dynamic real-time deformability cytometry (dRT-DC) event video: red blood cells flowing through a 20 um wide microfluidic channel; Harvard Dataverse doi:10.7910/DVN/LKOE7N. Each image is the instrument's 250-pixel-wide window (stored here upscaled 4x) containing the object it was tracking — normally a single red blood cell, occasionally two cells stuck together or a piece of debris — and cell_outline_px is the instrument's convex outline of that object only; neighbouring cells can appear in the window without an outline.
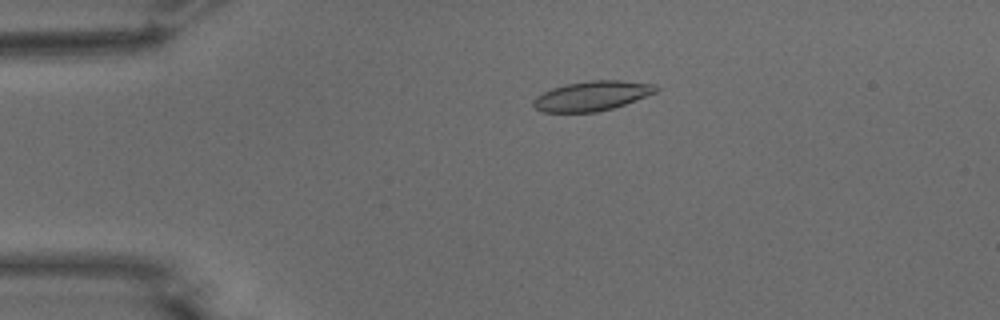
{"species": "common noctule bat (a hibernating species)", "species_latin": "Nyctalus noctula", "temperature_condition": "warm", "stored_images_in_passage": 54, "camera_frame_rate_fps": 3000, "um_per_image_px": 0.085, "animal": {"sex": "male", "body_mass_g": 15.6}, "frame": {"image": 1, "passage_image": 12, "time_ms": 3.667, "image_size_px": [1000, 320], "cell_outline_px": [[660, 88], [656, 92], [624, 104], [612, 108], [596, 112], [540, 112], [532, 104], [532, 100], [536, 96], [552, 88], [564, 84], [588, 80], [620, 80], [656, 84]], "centroid_in_image_um": [50.3, 8.14], "position_along_channel_um": 34.7, "area_um2": 21.27}}
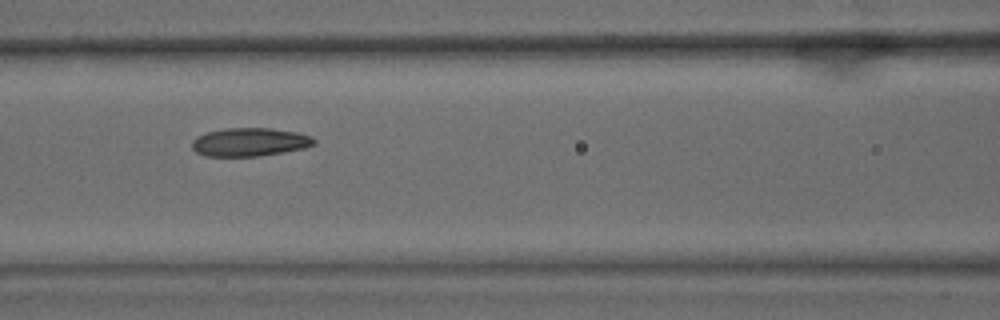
{"frame": {"image": 2, "passage_image": 24, "time_ms": 7.667, "image_size_px": [1000, 320], "cell_outline_px": [[316, 144], [304, 148], [260, 156], [204, 156], [196, 152], [192, 148], [192, 140], [196, 136], [208, 132], [224, 128], [272, 128], [296, 132], [312, 136], [316, 140]], "centroid_in_image_um": [21.22, 12.07], "position_along_channel_um": 145.4, "area_um2": 20.29}}
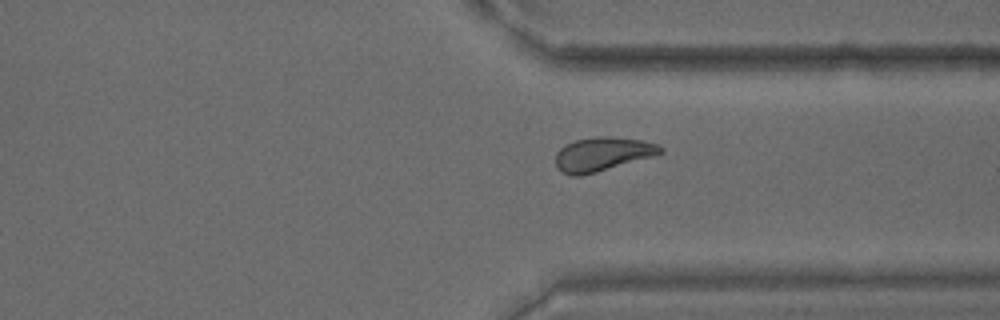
{"frame": {"image": 3, "passage_image": 41, "time_ms": 13.333, "image_size_px": [1000, 320], "cell_outline_px": [[664, 152], [656, 156], [596, 172], [580, 176], [572, 176], [560, 172], [556, 168], [556, 152], [564, 144], [576, 140], [596, 136], [612, 136], [640, 140], [660, 144], [664, 148]], "centroid_in_image_um": [51.22, 13.1], "position_along_channel_um": 360.2, "area_um2": 21.1}, "authors_computed_cell_mechanics": {"area_um2": 20.808, "velocity_mm_per_s": 3.7971, "shape_relaxation_time_tau1_ms": null, "shape_relaxation_time_tau2_ms": 3.269, "deformation_change_tau1": null, "deformation_change_tau2": 0.0847}}